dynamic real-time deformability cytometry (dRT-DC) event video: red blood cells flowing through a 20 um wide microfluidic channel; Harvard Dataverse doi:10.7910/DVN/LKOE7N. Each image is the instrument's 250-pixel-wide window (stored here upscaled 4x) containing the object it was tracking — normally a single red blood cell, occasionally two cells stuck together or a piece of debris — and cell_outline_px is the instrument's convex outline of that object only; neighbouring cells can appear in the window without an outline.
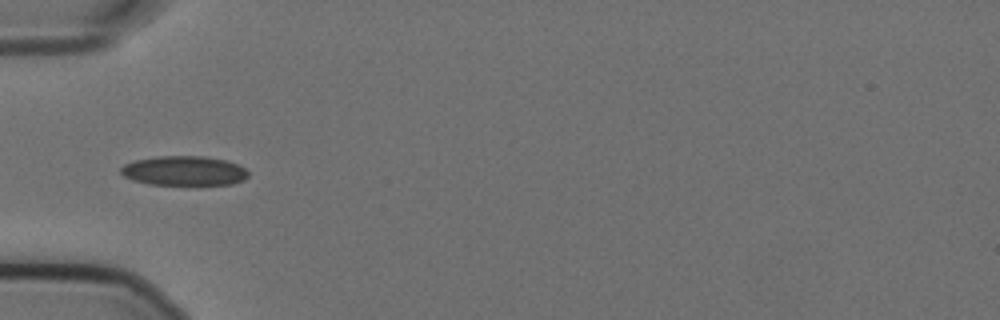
{"species": "Egyptian fruit bat (a non-hibernating species)", "species_latin": "Rousettus aegyptiacus", "temperature_condition": "cold", "stored_images_in_passage": 39, "camera_frame_rate_fps": 3000, "um_per_image_px": 0.085, "animal": {"sex": "female"}, "frame": {"image": 1, "passage_image": 1, "time_ms": 0.0, "image_size_px": [1000, 320], "cell_outline_px": [[248, 176], [244, 180], [232, 184], [148, 184], [132, 180], [124, 176], [120, 172], [120, 168], [124, 164], [136, 160], [156, 156], [204, 156], [228, 160], [244, 168], [248, 172]], "centroid_in_image_um": [15.64, 14.51], "position_along_channel_um": 69.4, "area_um2": 21.91}}
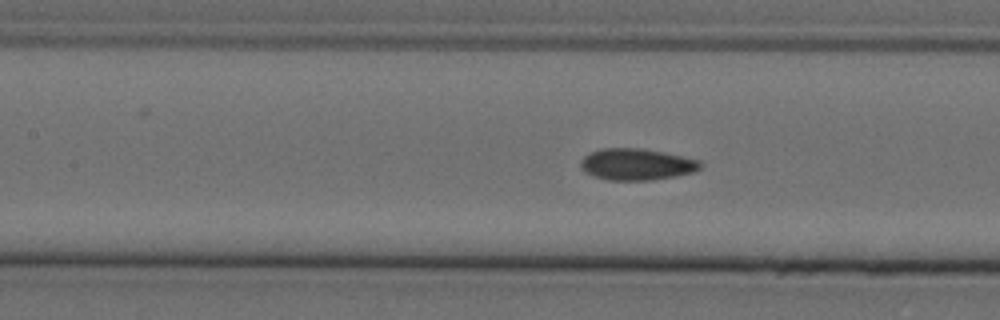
{"frame": {"image": 2, "passage_image": 8, "time_ms": 2.333, "image_size_px": [1000, 320], "cell_outline_px": [[700, 168], [692, 172], [676, 176], [648, 180], [608, 180], [592, 176], [584, 172], [580, 168], [580, 160], [584, 156], [600, 148], [640, 148], [664, 152], [700, 160]], "centroid_in_image_um": [54.06, 13.96], "position_along_channel_um": 153.3, "area_um2": 22.02}}
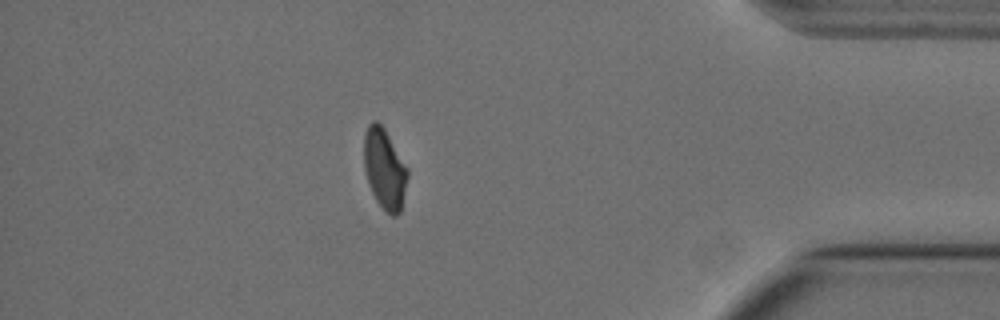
{"frame": {"image": 3, "passage_image": 32, "time_ms": 10.333, "image_size_px": [1000, 320], "cell_outline_px": [[408, 176], [400, 212], [396, 216], [392, 216], [376, 200], [372, 192], [364, 168], [364, 136], [368, 124], [372, 120], [376, 120], [384, 128], [408, 168]], "centroid_in_image_um": [32.68, 14.32], "position_along_channel_um": 402.5, "area_um2": 20.17}, "authors_computed_cell_mechanics": {"area_um2": 21.675, "velocity_mm_per_s": 3.5694, "shape_relaxation_time_tau1_ms": null, "shape_relaxation_time_tau2_ms": 2.0339, "deformation_change_tau1": null, "deformation_change_tau2": 0.0588}}